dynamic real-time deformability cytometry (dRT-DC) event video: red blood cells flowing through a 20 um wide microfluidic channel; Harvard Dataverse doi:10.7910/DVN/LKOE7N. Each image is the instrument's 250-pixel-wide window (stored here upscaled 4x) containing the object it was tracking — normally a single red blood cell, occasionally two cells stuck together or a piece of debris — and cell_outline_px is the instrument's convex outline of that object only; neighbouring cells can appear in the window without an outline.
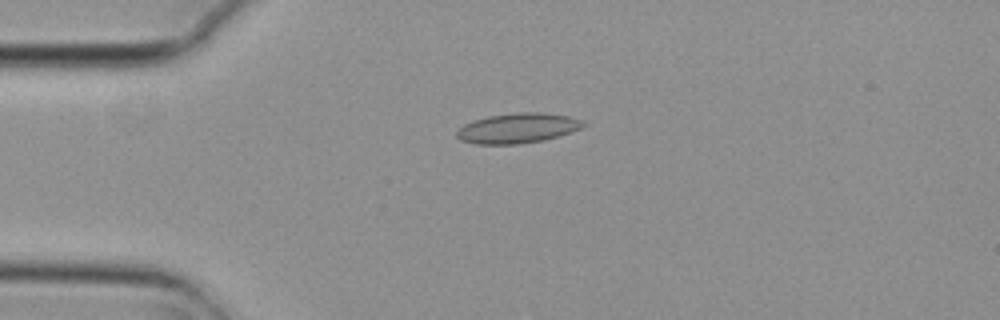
{"species": "common noctule bat (a hibernating species)", "species_latin": "Nyctalus noctula", "temperature_condition": "cold", "stored_images_in_passage": 4, "camera_frame_rate_fps": 3000, "um_per_image_px": 0.085, "animal": {"sex": "female", "body_mass_g": 29.2, "forearm_length_mm": 56.3}, "frame": {"image": 1, "passage_image": 3, "time_ms": 0.667, "image_size_px": [1000, 320], "cell_outline_px": [[588, 124], [572, 132], [560, 136], [544, 140], [516, 144], [476, 144], [460, 140], [456, 136], [456, 132], [464, 124], [472, 120], [488, 116], [516, 112], [544, 112], [568, 116], [580, 120]], "centroid_in_image_um": [44.0, 10.89], "position_along_channel_um": 41.0, "area_um2": 22.25}}
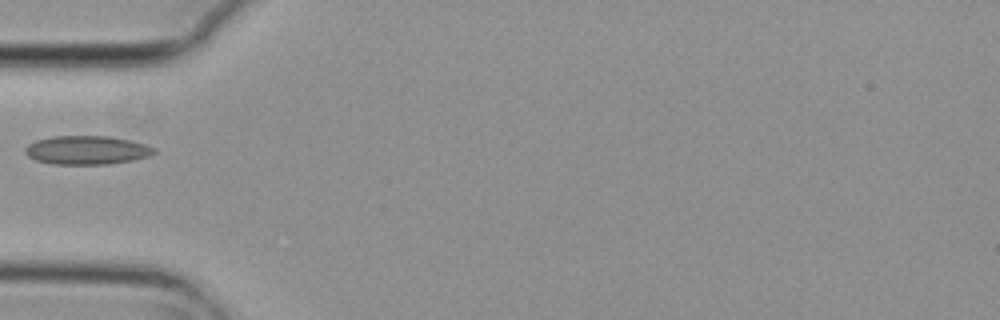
{"frame": {"image": 2, "passage_image": 4, "time_ms": 1.0, "image_size_px": [1000, 320], "cell_outline_px": [[156, 152], [148, 156], [132, 160], [108, 164], [52, 164], [36, 160], [28, 156], [24, 152], [24, 148], [28, 144], [36, 140], [52, 136], [108, 136], [128, 140], [144, 144], [156, 148]], "centroid_in_image_um": [7.35, 12.76], "position_along_channel_um": 77.7, "area_um2": 21.5}}